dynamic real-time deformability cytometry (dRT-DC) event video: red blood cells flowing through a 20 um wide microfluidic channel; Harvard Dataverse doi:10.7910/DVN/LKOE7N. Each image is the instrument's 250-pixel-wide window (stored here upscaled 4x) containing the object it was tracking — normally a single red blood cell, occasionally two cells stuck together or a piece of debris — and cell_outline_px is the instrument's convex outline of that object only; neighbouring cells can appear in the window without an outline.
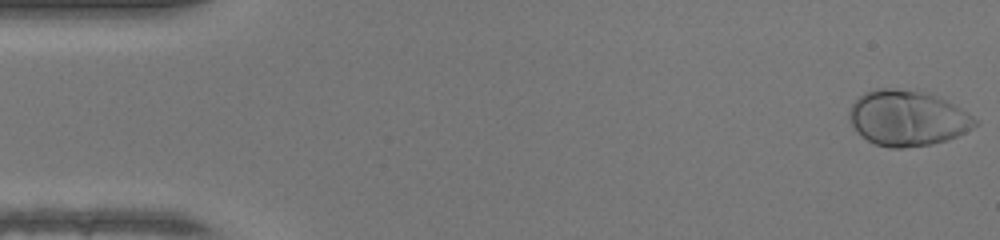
{"species": "human", "species_latin": "Homo sapiens", "temperature_condition": "warm", "stored_images_in_passage": 48, "camera_frame_rate_fps": 3000, "um_per_image_px": 0.085, "donor": {"sex": "female"}, "frame": {"image": 1, "passage_image": 1, "time_ms": 0.0, "image_size_px": [1000, 240], "cell_outline_px": [[980, 124], [948, 140], [932, 144], [900, 148], [888, 148], [876, 144], [868, 140], [856, 132], [848, 116], [848, 112], [852, 104], [864, 92], [876, 88], [892, 88], [928, 92], [968, 112], [980, 120]], "centroid_in_image_um": [77.14, 10.04], "position_along_channel_um": 7.9, "area_um2": 40.81}}
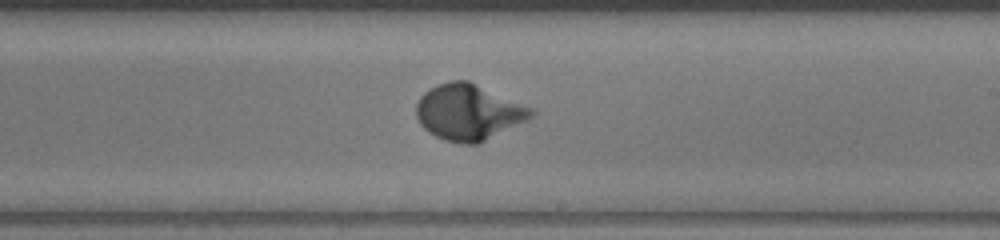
{"frame": {"image": 2, "passage_image": 28, "time_ms": 9.0, "image_size_px": [1000, 240], "cell_outline_px": [[536, 112], [528, 120], [476, 144], [460, 144], [444, 140], [428, 132], [420, 124], [416, 116], [416, 104], [420, 96], [424, 92], [440, 84], [452, 80], [468, 80], [532, 108]], "centroid_in_image_um": [39.81, 9.54], "position_along_channel_um": 249.2, "area_um2": 37.17}}
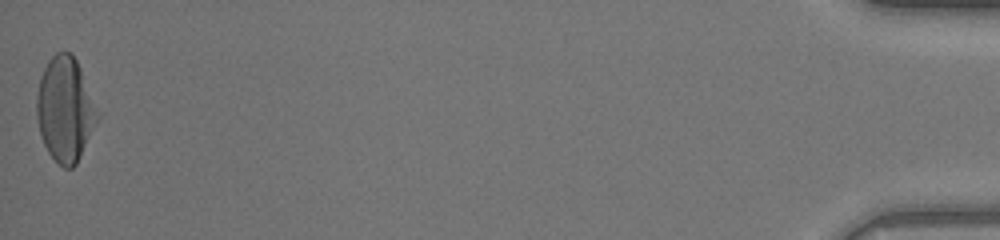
{"frame": {"image": 3, "passage_image": 48, "time_ms": 15.667, "image_size_px": [1000, 240], "cell_outline_px": [[100, 116], [76, 164], [72, 168], [64, 168], [48, 152], [44, 144], [40, 132], [36, 116], [36, 96], [40, 76], [48, 60], [56, 52], [68, 52], [76, 60], [80, 68], [100, 112]], "centroid_in_image_um": [5.53, 9.29], "position_along_channel_um": 429.7, "area_um2": 36.88}, "authors_computed_cell_mechanics": {"area_um2": 36.2406, "velocity_mm_per_s": 4.2642, "shape_relaxation_time_tau1_ms": 2.3607, "shape_relaxation_time_tau2_ms": null, "deformation_change_tau1": 0.2128, "deformation_change_tau2": null}}